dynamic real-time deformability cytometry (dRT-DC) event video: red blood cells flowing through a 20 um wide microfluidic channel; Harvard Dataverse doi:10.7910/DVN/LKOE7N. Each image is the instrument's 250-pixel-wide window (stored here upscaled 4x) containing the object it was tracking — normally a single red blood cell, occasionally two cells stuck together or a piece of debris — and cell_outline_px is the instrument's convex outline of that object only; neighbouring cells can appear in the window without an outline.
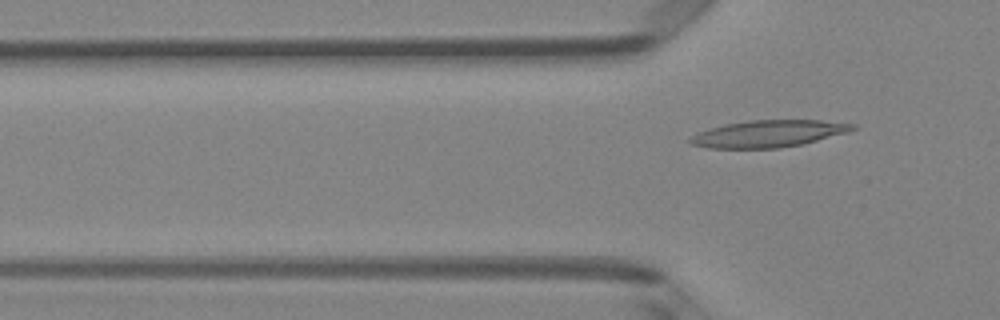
{"species": "Egyptian fruit bat (a non-hibernating species)", "species_latin": "Rousettus aegyptiacus", "temperature_condition": "room temperature", "stored_images_in_passage": 6, "segment_of_instrument_passage": [2, 2], "camera_frame_rate_fps": 3000, "um_per_image_px": 0.085, "animal": {"sex": "female"}, "frame": {"image": 1, "passage_image": 6, "time_ms": 1.667, "image_size_px": [1000, 320], "cell_outline_px": [[860, 128], [848, 132], [800, 144], [780, 148], [708, 148], [692, 144], [688, 140], [696, 132], [708, 128], [724, 124], [748, 120], [820, 120], [856, 124]], "centroid_in_image_um": [65.31, 11.35], "position_along_channel_um": 60.5, "area_um2": 25.55}}